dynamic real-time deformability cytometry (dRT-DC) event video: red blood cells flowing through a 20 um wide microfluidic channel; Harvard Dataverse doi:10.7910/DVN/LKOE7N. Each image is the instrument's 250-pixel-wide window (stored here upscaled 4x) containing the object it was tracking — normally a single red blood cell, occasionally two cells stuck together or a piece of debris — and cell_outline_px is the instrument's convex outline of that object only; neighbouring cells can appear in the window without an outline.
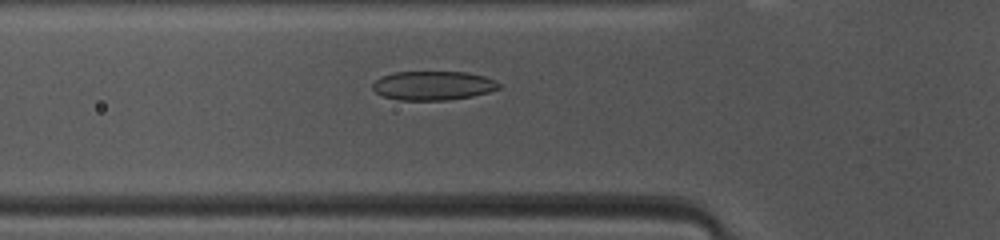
{"species": "common noctule bat (a hibernating species)", "species_latin": "Nyctalus noctula", "temperature_condition": "warm", "stored_images_in_passage": 46, "camera_frame_rate_fps": 3000, "um_per_image_px": 0.085, "animal": {"sex": "female", "body_mass_g": 10.0, "forearm_length_mm": 53.1}, "frame": {"image": 1, "passage_image": 14, "time_ms": 4.333, "image_size_px": [1000, 240], "cell_outline_px": [[500, 88], [488, 92], [472, 96], [448, 100], [396, 100], [380, 96], [372, 88], [372, 84], [376, 80], [392, 72], [468, 72], [484, 76], [496, 80], [500, 84]], "centroid_in_image_um": [36.8, 7.28], "position_along_channel_um": 89.0, "area_um2": 21.5}}
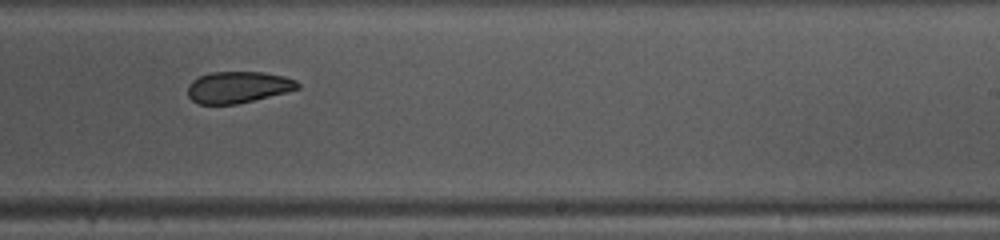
{"frame": {"image": 2, "passage_image": 27, "time_ms": 8.667, "image_size_px": [1000, 240], "cell_outline_px": [[300, 88], [236, 104], [196, 104], [188, 96], [188, 84], [192, 80], [200, 76], [212, 72], [264, 72], [284, 76], [296, 80], [300, 84]], "centroid_in_image_um": [20.21, 7.4], "position_along_channel_um": 268.8, "area_um2": 20.06}}
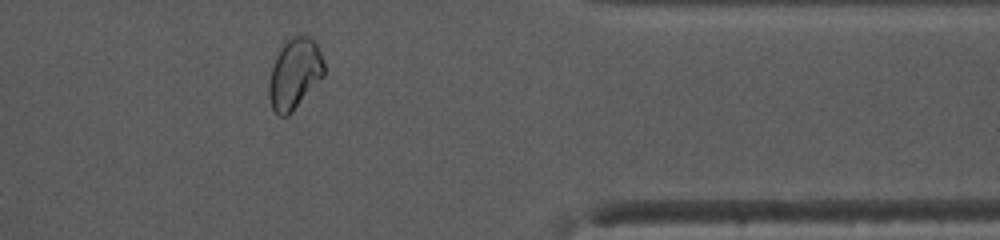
{"frame": {"image": 3, "passage_image": 37, "time_ms": 12.0, "image_size_px": [1000, 240], "cell_outline_px": [[324, 76], [292, 112], [288, 116], [280, 116], [272, 108], [268, 96], [268, 84], [272, 68], [276, 56], [280, 48], [292, 36], [312, 36], [316, 40], [324, 64]], "centroid_in_image_um": [25.05, 6.26], "position_along_channel_um": 386.4, "area_um2": 22.72}, "authors_computed_cell_mechanics": {"area_um2": 21.9929, "velocity_mm_per_s": 4.1308, "shape_relaxation_time_tau1_ms": 11.1452, "shape_relaxation_time_tau2_ms": 4.7975, "deformation_change_tau1": 0.2065, "deformation_change_tau2": 0.091}}